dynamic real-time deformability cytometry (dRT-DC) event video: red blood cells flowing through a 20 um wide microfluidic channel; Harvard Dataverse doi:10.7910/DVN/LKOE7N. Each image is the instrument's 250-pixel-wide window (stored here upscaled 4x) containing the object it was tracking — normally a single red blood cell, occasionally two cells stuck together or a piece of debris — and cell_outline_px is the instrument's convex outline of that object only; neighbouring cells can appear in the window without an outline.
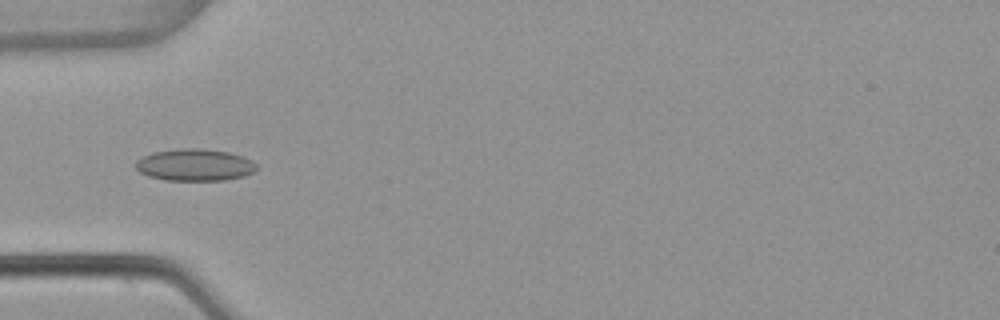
{"species": "common noctule bat (a hibernating species)", "species_latin": "Nyctalus noctula", "temperature_condition": "warm", "stored_images_in_passage": 54, "camera_frame_rate_fps": 3000, "um_per_image_px": 0.085, "animal": {"sex": "female", "body_mass_g": 22.7, "forearm_length_mm": 54.2}, "frame": {"image": 1, "passage_image": 18, "time_ms": 5.667, "image_size_px": [1000, 320], "cell_outline_px": [[256, 168], [252, 172], [244, 176], [224, 180], [164, 180], [148, 176], [140, 172], [136, 168], [136, 160], [152, 152], [176, 148], [204, 148], [228, 152], [252, 160], [256, 164]], "centroid_in_image_um": [16.52, 14.01], "position_along_channel_um": 68.5, "area_um2": 22.54}}
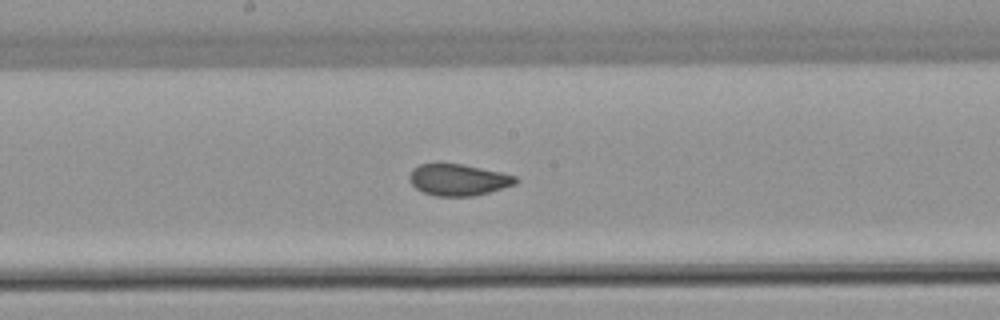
{"frame": {"image": 2, "passage_image": 29, "time_ms": 9.333, "image_size_px": [1000, 320], "cell_outline_px": [[520, 180], [516, 184], [488, 192], [472, 196], [436, 196], [424, 192], [416, 188], [408, 180], [408, 176], [412, 168], [420, 164], [464, 164], [500, 172], [516, 176]], "centroid_in_image_um": [38.94, 15.28], "position_along_channel_um": 209.3, "area_um2": 19.48}}
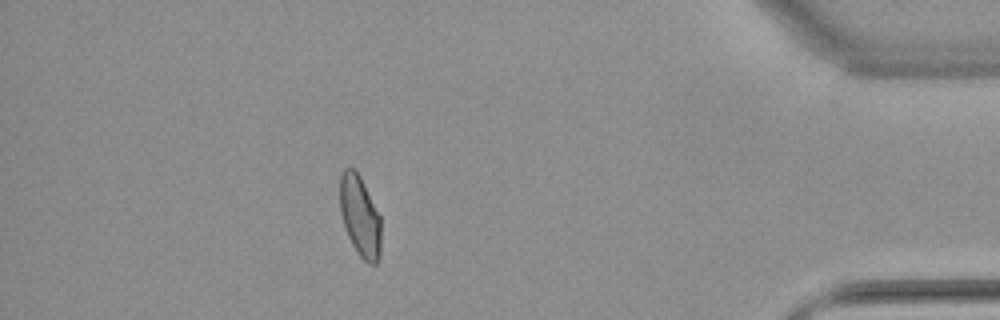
{"frame": {"image": 3, "passage_image": 48, "time_ms": 15.667, "image_size_px": [1000, 320], "cell_outline_px": [[380, 256], [376, 264], [368, 264], [356, 252], [348, 236], [340, 212], [340, 176], [344, 168], [356, 168], [380, 216]], "centroid_in_image_um": [30.59, 18.38], "position_along_channel_um": 404.6, "area_um2": 19.36}, "authors_computed_cell_mechanics": {"area_um2": 20.3167, "velocity_mm_per_s": 3.8286, "shape_relaxation_time_tau1_ms": null, "shape_relaxation_time_tau2_ms": 0.902, "deformation_change_tau1": null, "deformation_change_tau2": 0.0516}}